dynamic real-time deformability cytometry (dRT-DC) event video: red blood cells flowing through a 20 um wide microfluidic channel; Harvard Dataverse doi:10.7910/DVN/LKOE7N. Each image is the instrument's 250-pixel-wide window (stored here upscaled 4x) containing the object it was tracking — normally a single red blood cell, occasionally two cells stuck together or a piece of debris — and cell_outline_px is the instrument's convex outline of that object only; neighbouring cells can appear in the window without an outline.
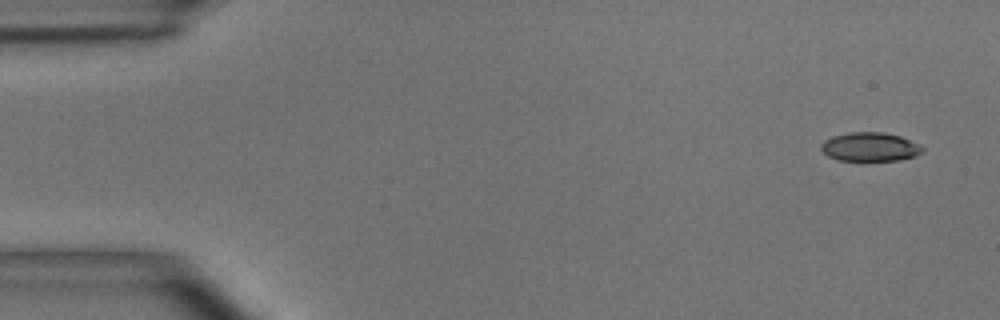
{"species": "common noctule bat (a hibernating species)", "species_latin": "Nyctalus noctula", "temperature_condition": "room temperature", "stored_images_in_passage": 7, "camera_frame_rate_fps": 3000, "um_per_image_px": 0.085, "animal": {"sex": "male", "body_mass_g": 15.6}, "frame": {"image": 1, "passage_image": 1, "time_ms": 0.0, "image_size_px": [1000, 320], "cell_outline_px": [[924, 152], [916, 156], [896, 160], [836, 160], [828, 156], [820, 148], [820, 144], [824, 140], [832, 136], [848, 132], [884, 132], [900, 136], [924, 148]], "centroid_in_image_um": [73.91, 12.48], "position_along_channel_um": 11.1, "area_um2": 16.99}}
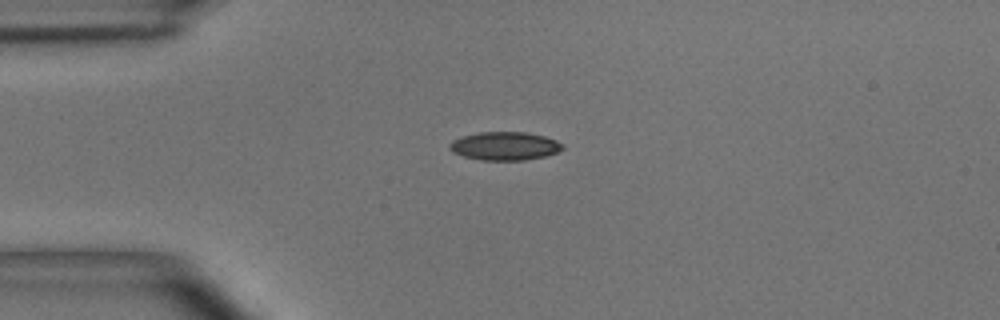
{"frame": {"image": 2, "passage_image": 4, "time_ms": 3.333, "image_size_px": [1000, 320], "cell_outline_px": [[564, 148], [556, 152], [544, 156], [524, 160], [480, 160], [464, 156], [452, 152], [448, 148], [448, 144], [452, 140], [464, 136], [480, 132], [524, 132], [544, 136], [556, 140], [564, 144]], "centroid_in_image_um": [42.89, 12.41], "position_along_channel_um": 42.1, "area_um2": 18.61}}
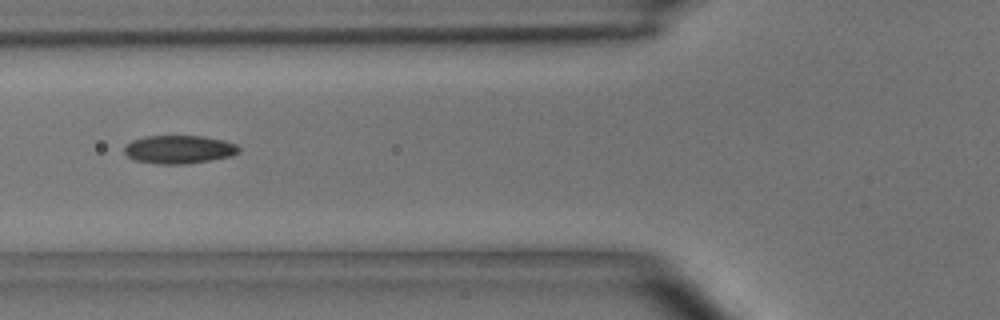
{"frame": {"image": 3, "passage_image": 6, "time_ms": 5.667, "image_size_px": [1000, 320], "cell_outline_px": [[240, 152], [232, 156], [212, 160], [184, 164], [160, 164], [132, 160], [124, 152], [124, 144], [132, 140], [144, 136], [204, 136], [224, 140], [236, 144], [240, 148]], "centroid_in_image_um": [15.21, 12.7], "position_along_channel_um": 110.6, "area_um2": 19.13}}